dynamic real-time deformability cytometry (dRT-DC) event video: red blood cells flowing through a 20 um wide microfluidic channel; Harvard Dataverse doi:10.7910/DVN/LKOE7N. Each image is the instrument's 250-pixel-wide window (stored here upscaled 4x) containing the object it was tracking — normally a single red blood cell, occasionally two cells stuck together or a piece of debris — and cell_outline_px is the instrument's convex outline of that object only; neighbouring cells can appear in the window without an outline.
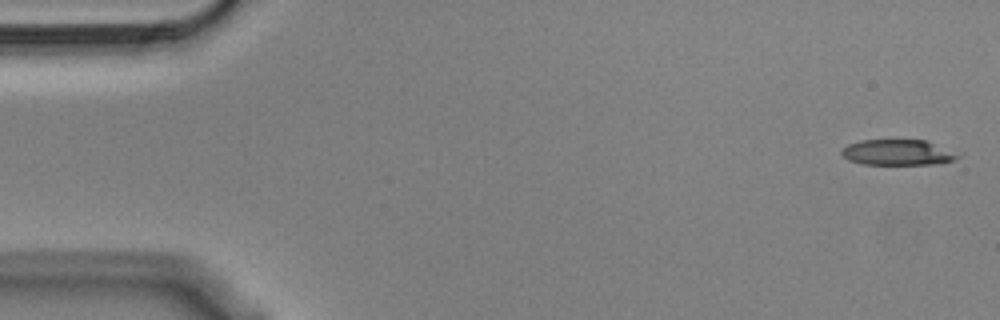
{"species": "Egyptian fruit bat (a non-hibernating species)", "species_latin": "Rousettus aegyptiacus", "temperature_condition": "cold", "stored_images_in_passage": 4, "camera_frame_rate_fps": 3000, "um_per_image_px": 0.085, "animal": {"sex": "male"}, "frame": {"image": 1, "passage_image": 1, "time_ms": 0.0, "image_size_px": [1000, 320], "cell_outline_px": [[964, 152], [956, 160], [940, 164], [864, 164], [848, 160], [840, 152], [848, 144], [860, 140], [924, 140]], "centroid_in_image_um": [76.44, 12.95], "position_along_channel_um": 8.6, "area_um2": 17.74}}